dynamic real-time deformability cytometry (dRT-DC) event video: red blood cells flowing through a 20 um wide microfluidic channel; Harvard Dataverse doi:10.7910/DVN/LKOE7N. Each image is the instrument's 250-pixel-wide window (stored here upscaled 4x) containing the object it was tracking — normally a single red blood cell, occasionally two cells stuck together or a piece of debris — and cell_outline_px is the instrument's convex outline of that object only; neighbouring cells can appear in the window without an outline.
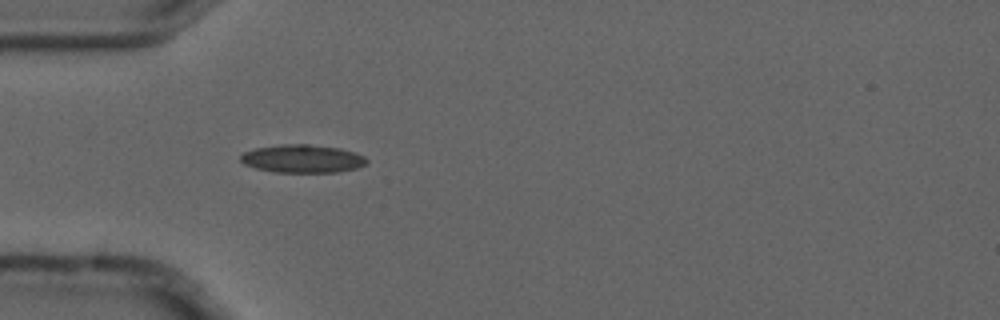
{"species": "common noctule bat (a hibernating species)", "species_latin": "Nyctalus noctula", "temperature_condition": "cold", "stored_images_in_passage": 2, "camera_frame_rate_fps": 3000, "um_per_image_px": 0.085, "animal": {"sex": "male", "forearm_length_mm": 52.5}, "frame": {"image": 1, "passage_image": 2, "time_ms": 0.333, "image_size_px": [1000, 320], "cell_outline_px": [[368, 164], [356, 168], [336, 172], [276, 172], [256, 168], [244, 164], [240, 160], [240, 156], [244, 152], [256, 148], [280, 144], [308, 144], [340, 148], [356, 152], [364, 156], [368, 160]], "centroid_in_image_um": [25.74, 13.48], "position_along_channel_um": 59.3, "area_um2": 20.69}}